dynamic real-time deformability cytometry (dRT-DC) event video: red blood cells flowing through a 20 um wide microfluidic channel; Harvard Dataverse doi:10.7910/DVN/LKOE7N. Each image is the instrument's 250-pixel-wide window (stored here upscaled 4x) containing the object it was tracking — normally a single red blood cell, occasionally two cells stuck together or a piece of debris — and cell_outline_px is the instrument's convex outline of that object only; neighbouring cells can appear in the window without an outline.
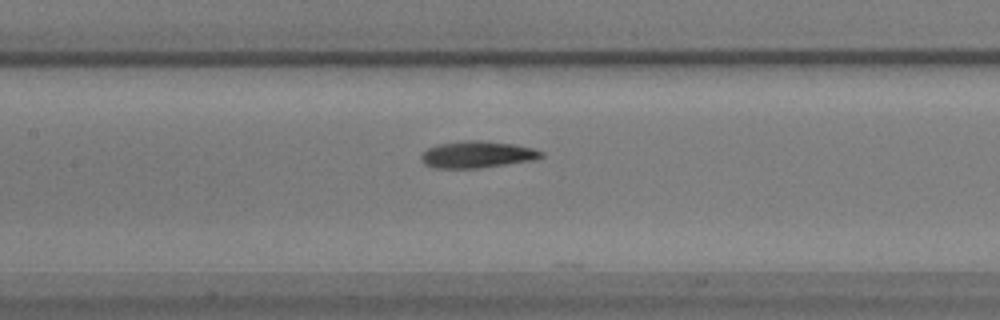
{"species": "common noctule bat (a hibernating species)", "species_latin": "Nyctalus noctula", "temperature_condition": "warm", "stored_images_in_passage": 44, "camera_frame_rate_fps": 3000, "um_per_image_px": 0.085, "animal": {"sex": "male", "body_mass_g": 17.9}, "frame": {"image": 1, "passage_image": 14, "time_ms": 4.333, "image_size_px": [1000, 320], "cell_outline_px": [[544, 156], [536, 160], [480, 168], [436, 168], [424, 164], [420, 160], [420, 156], [428, 148], [440, 144], [464, 140], [480, 140], [516, 144], [532, 148], [544, 152]], "centroid_in_image_um": [40.59, 13.13], "position_along_channel_um": 166.8, "area_um2": 18.9}}
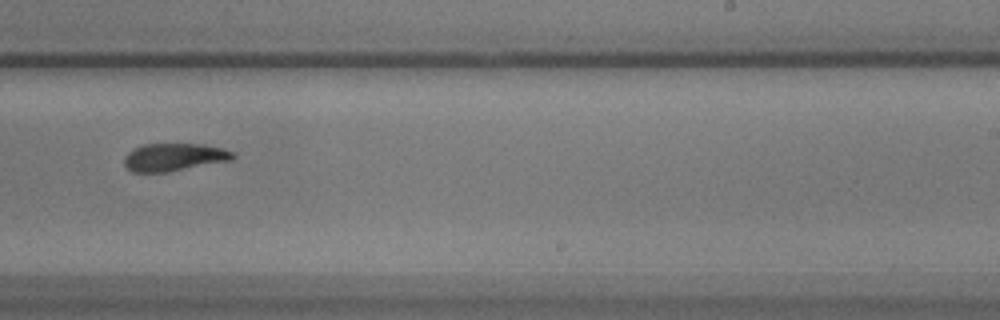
{"frame": {"image": 2, "passage_image": 23, "time_ms": 7.333, "image_size_px": [1000, 320], "cell_outline_px": [[236, 156], [232, 160], [168, 172], [132, 172], [124, 168], [124, 156], [132, 148], [140, 144], [204, 144], [224, 148], [236, 152]], "centroid_in_image_um": [14.79, 13.35], "position_along_channel_um": 274.2, "area_um2": 17.98}}
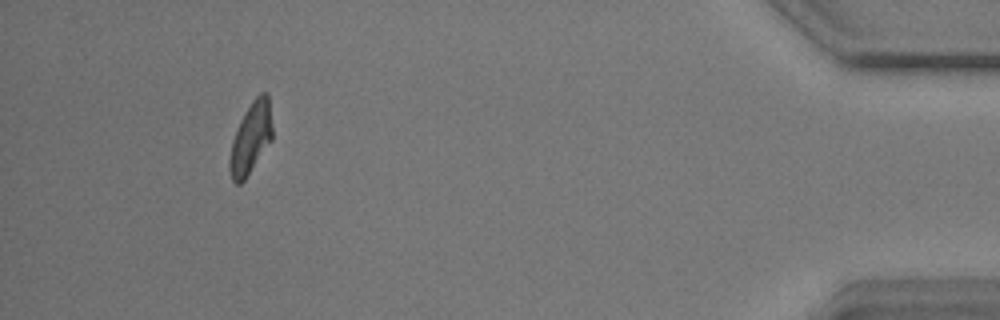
{"frame": {"image": 3, "passage_image": 40, "time_ms": 13.0, "image_size_px": [1000, 320], "cell_outline_px": [[272, 140], [244, 180], [240, 184], [236, 184], [232, 180], [228, 168], [228, 160], [232, 140], [240, 120], [244, 112], [252, 100], [260, 92], [268, 92], [272, 124]], "centroid_in_image_um": [21.31, 11.73], "position_along_channel_um": 413.9, "area_um2": 17.92}, "authors_computed_cell_mechanics": {"area_um2": 18.3804, "velocity_mm_per_s": 3.5973, "shape_relaxation_time_tau1_ms": 2.7651, "shape_relaxation_time_tau2_ms": 3.4407, "deformation_change_tau1": 0.1675, "deformation_change_tau2": 0.0924}}